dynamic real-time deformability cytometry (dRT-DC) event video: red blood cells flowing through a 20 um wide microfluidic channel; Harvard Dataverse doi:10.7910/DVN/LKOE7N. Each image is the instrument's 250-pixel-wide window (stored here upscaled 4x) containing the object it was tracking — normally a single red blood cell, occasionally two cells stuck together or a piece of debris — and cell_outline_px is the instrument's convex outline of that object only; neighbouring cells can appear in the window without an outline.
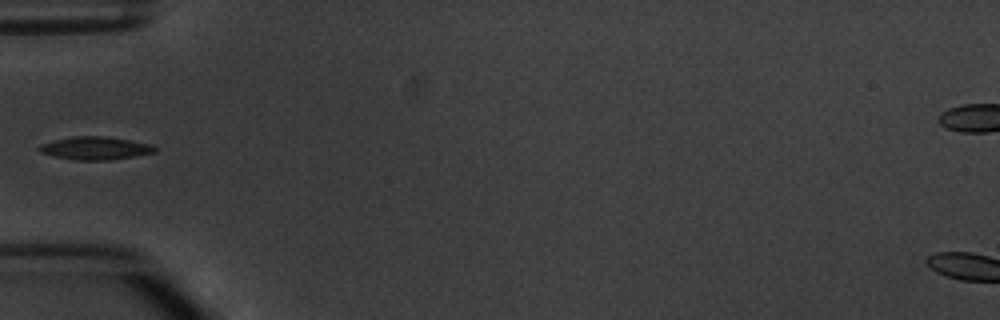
{"species": "common noctule bat (a hibernating species)", "species_latin": "Nyctalus noctula", "temperature_condition": "warm", "stored_images_in_passage": 4, "camera_frame_rate_fps": 3000, "um_per_image_px": 0.085, "animal": {"sex": "male", "body_mass_g": 20.1, "forearm_length_mm": 53.5}, "frame": {"image": 1, "passage_image": 4, "time_ms": 4.333, "image_size_px": [1000, 320], "cell_outline_px": [[156, 152], [108, 160], [76, 160], [52, 156], [40, 152], [36, 148], [40, 144], [72, 136], [104, 136], [152, 144], [156, 148]], "centroid_in_image_um": [8.06, 12.59], "position_along_channel_um": 76.9, "area_um2": 15.37}}